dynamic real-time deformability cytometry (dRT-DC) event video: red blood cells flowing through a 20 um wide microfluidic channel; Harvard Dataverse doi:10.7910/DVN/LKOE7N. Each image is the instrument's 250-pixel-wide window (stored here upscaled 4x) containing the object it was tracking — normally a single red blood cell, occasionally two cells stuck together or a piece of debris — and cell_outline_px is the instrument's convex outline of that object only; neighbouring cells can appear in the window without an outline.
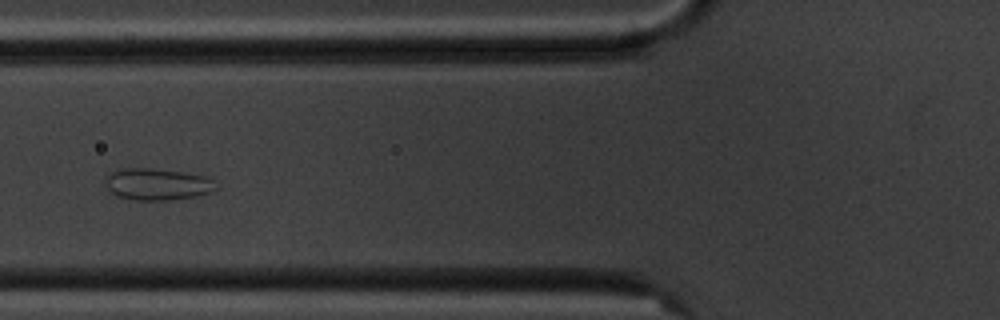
{"species": "common noctule bat (a hibernating species)", "species_latin": "Nyctalus noctula", "temperature_condition": "cold", "stored_images_in_passage": 14, "camera_frame_rate_fps": 3000, "um_per_image_px": 0.085, "animal": {"sex": "male", "body_mass_g": 20.1, "forearm_length_mm": 53.5}, "frame": {"image": 1, "passage_image": 5, "time_ms": 5.667, "image_size_px": [1000, 320], "cell_outline_px": [[216, 188], [212, 192], [196, 196], [168, 200], [136, 200], [116, 196], [104, 184], [108, 176], [112, 172], [124, 168], [152, 168], [184, 172], [208, 176], [212, 180]], "centroid_in_image_um": [13.38, 15.66], "position_along_channel_um": 112.4, "area_um2": 20.4}}
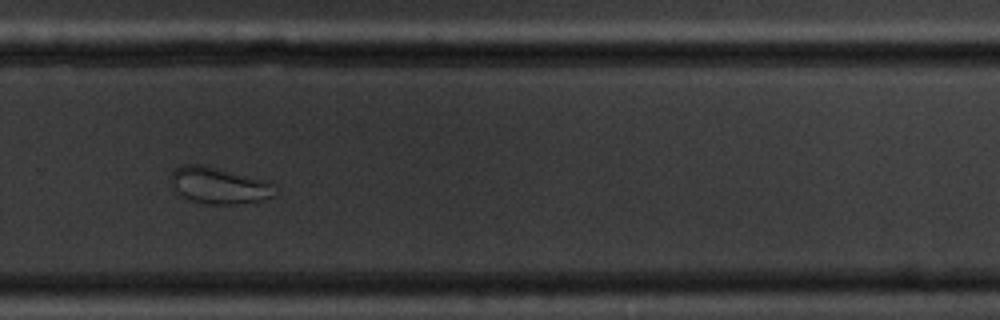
{"frame": {"image": 2, "passage_image": 10, "time_ms": 11.333, "image_size_px": [1000, 320], "cell_outline_px": [[276, 196], [260, 200], [236, 204], [208, 204], [192, 200], [184, 196], [176, 188], [172, 180], [172, 172], [180, 164], [208, 164], [268, 180], [272, 184]], "centroid_in_image_um": [18.67, 15.72], "position_along_channel_um": 311.1, "area_um2": 22.2}}
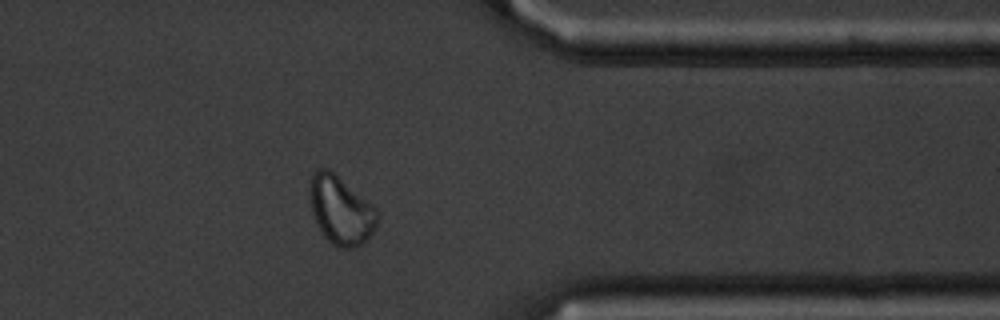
{"frame": {"image": 3, "passage_image": 12, "time_ms": 13.667, "image_size_px": [1000, 320], "cell_outline_px": [[380, 216], [376, 228], [356, 248], [336, 248], [324, 236], [316, 224], [308, 200], [308, 184], [316, 168], [328, 168], [376, 208]], "centroid_in_image_um": [28.93, 17.87], "position_along_channel_um": 382.5, "area_um2": 27.11}}